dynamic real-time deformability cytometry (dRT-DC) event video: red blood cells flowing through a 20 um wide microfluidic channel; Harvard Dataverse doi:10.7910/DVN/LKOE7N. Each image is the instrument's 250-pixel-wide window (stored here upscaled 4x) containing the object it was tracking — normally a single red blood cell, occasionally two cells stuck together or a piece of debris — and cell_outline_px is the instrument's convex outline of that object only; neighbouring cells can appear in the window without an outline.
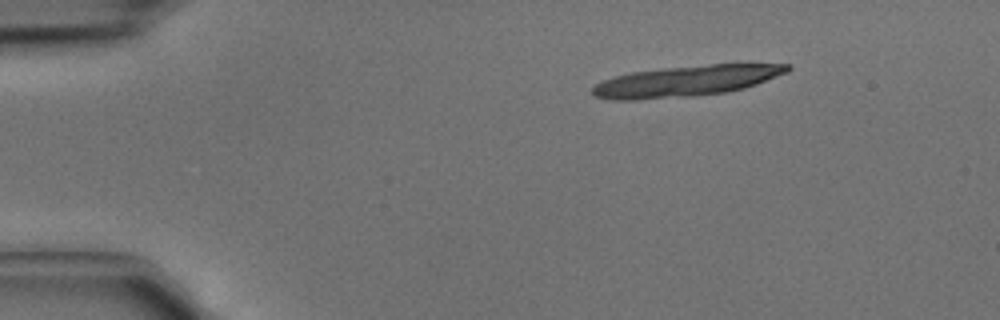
{"species": "common noctule bat (a hibernating species)", "species_latin": "Nyctalus noctula", "temperature_condition": "cold", "stored_images_in_passage": 4, "camera_frame_rate_fps": 3000, "um_per_image_px": 0.085, "animal": {"sex": "male", "body_mass_g": 15.6}, "frame": {"image": 1, "passage_image": 1, "time_ms": 0.0, "image_size_px": [1000, 320], "cell_outline_px": [[792, 68], [788, 72], [756, 84], [744, 88], [724, 92], [696, 96], [636, 100], [612, 100], [596, 96], [592, 92], [592, 88], [596, 84], [612, 76], [632, 72], [660, 68], [712, 64], [788, 64]], "centroid_in_image_um": [58.3, 6.89], "position_along_channel_um": 26.7, "area_um2": 34.97}}